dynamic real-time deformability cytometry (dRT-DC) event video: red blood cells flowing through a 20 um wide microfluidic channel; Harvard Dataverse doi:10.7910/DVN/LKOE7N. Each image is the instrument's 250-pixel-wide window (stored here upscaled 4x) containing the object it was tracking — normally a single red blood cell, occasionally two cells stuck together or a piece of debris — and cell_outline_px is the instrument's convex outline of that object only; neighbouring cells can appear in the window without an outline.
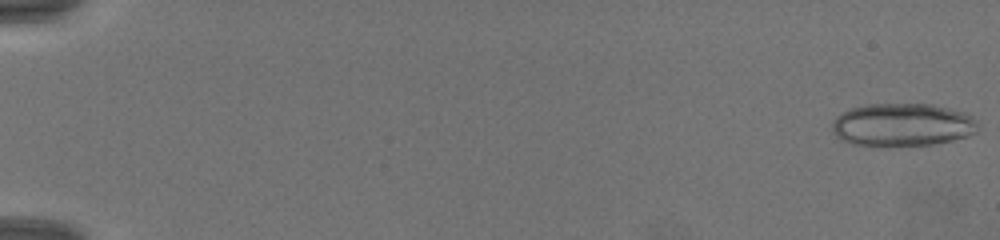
{"species": "common noctule bat (a hibernating species)", "species_latin": "Nyctalus noctula", "temperature_condition": "warm", "stored_images_in_passage": 30, "camera_frame_rate_fps": 3000, "um_per_image_px": 0.085, "animal": {"sex": "female", "body_mass_g": 19.5, "forearm_length_mm": 54.1}, "frame": {"image": 1, "passage_image": 1, "time_ms": 0.0, "image_size_px": [1000, 240], "cell_outline_px": [[976, 132], [968, 136], [952, 140], [932, 144], [852, 144], [836, 136], [832, 132], [832, 120], [836, 116], [852, 108], [868, 104], [932, 104], [964, 112], [972, 116], [976, 120]], "centroid_in_image_um": [76.71, 10.58], "position_along_channel_um": 8.3, "area_um2": 35.84}}